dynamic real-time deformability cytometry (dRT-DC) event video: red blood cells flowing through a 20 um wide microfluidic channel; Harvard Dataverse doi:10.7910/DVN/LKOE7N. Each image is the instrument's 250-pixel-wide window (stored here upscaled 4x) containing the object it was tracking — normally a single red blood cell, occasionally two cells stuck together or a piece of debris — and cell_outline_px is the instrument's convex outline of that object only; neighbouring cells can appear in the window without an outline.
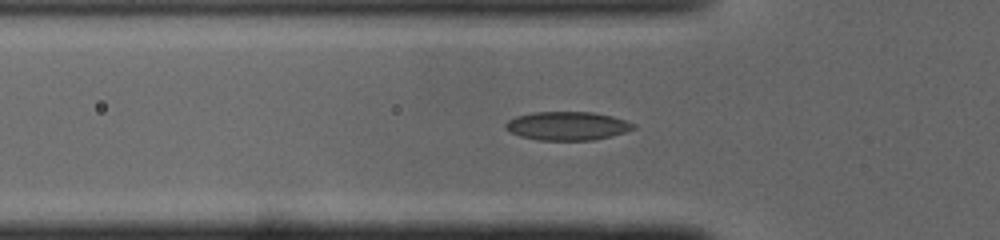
{"species": "common noctule bat (a hibernating species)", "species_latin": "Nyctalus noctula", "temperature_condition": "cold", "stored_images_in_passage": 36, "camera_frame_rate_fps": 3000, "um_per_image_px": 0.085, "animal": {"sex": "male", "body_mass_g": 19.0, "forearm_length_mm": 50.8}, "frame": {"image": 1, "passage_image": 4, "time_ms": 1.0, "image_size_px": [1000, 240], "cell_outline_px": [[636, 128], [624, 132], [592, 140], [540, 140], [520, 136], [504, 128], [504, 124], [508, 120], [516, 116], [536, 112], [592, 112], [612, 116], [636, 124]], "centroid_in_image_um": [48.21, 10.69], "position_along_channel_um": 77.6, "area_um2": 21.1}}
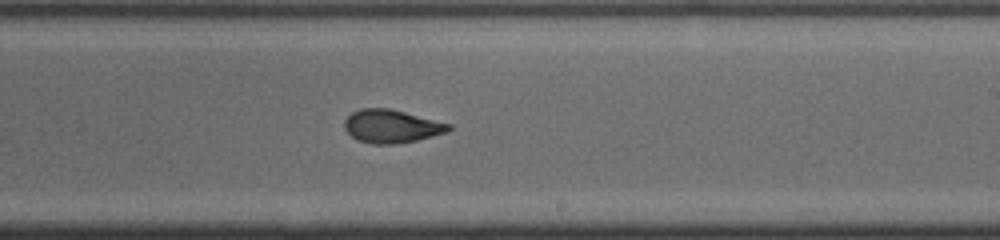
{"frame": {"image": 2, "passage_image": 17, "time_ms": 5.333, "image_size_px": [1000, 240], "cell_outline_px": [[452, 128], [448, 132], [416, 140], [392, 144], [372, 144], [356, 140], [344, 128], [344, 120], [352, 112], [360, 108], [388, 108], [452, 124]], "centroid_in_image_um": [33.27, 10.73], "position_along_channel_um": 255.7, "area_um2": 20.11}}
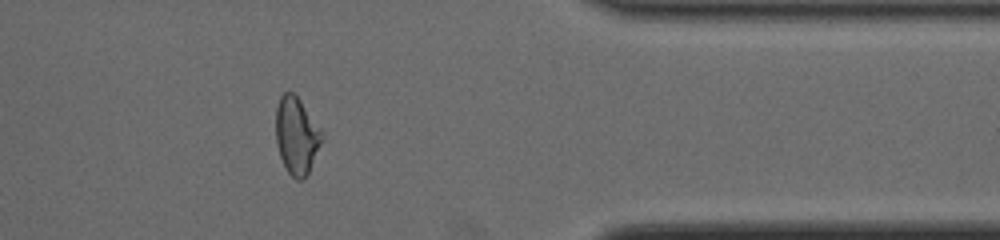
{"frame": {"image": 3, "passage_image": 28, "time_ms": 9.0, "image_size_px": [1000, 240], "cell_outline_px": [[324, 136], [308, 172], [300, 180], [296, 180], [288, 172], [280, 156], [276, 144], [276, 108], [280, 96], [284, 92], [292, 92], [300, 100], [324, 132]], "centroid_in_image_um": [25.21, 11.5], "position_along_channel_um": 386.2, "area_um2": 20.52}}